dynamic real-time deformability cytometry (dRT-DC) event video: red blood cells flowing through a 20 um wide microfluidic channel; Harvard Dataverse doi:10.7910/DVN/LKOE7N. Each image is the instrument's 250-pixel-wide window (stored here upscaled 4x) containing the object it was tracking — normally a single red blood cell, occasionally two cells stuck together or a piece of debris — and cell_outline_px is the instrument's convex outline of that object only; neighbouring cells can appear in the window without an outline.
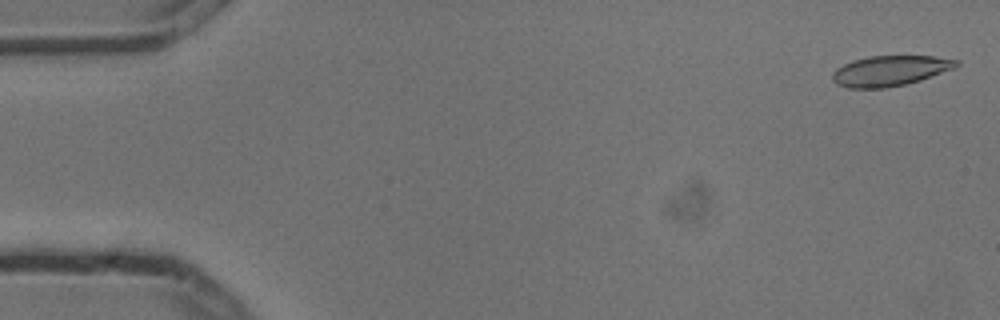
{"species": "common noctule bat (a hibernating species)", "species_latin": "Nyctalus noctula", "temperature_condition": "cold", "stored_images_in_passage": 4, "camera_frame_rate_fps": 3000, "um_per_image_px": 0.085, "animal": {"sex": "male", "body_mass_g": 13.3}, "frame": {"image": 1, "passage_image": 1, "time_ms": 0.0, "image_size_px": [1000, 320], "cell_outline_px": [[960, 64], [956, 68], [920, 80], [904, 84], [884, 88], [848, 88], [836, 84], [832, 80], [832, 72], [836, 68], [852, 60], [868, 56], [932, 56], [960, 60]], "centroid_in_image_um": [75.65, 6.01], "position_along_channel_um": 9.3, "area_um2": 22.02}}